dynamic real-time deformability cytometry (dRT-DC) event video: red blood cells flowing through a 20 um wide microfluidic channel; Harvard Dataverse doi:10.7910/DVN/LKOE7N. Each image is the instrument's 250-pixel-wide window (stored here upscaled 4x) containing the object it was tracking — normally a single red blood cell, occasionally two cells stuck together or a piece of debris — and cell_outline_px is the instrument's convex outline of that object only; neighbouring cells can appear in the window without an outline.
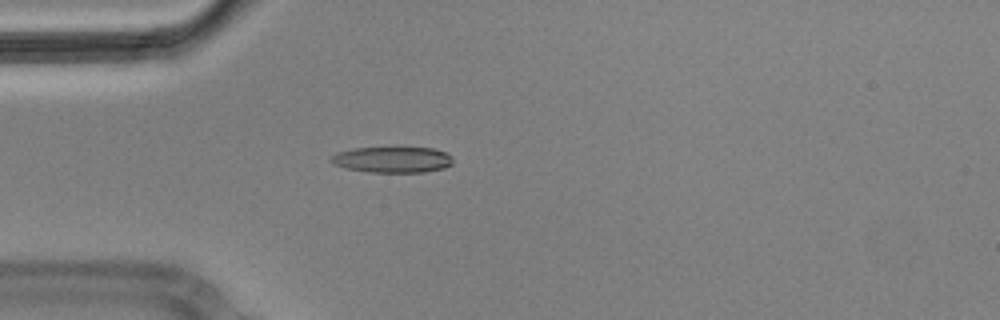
{"species": "Egyptian fruit bat (a non-hibernating species)", "species_latin": "Rousettus aegyptiacus", "temperature_condition": "cold", "stored_images_in_passage": 3, "camera_frame_rate_fps": 3000, "um_per_image_px": 0.085, "animal": {"sex": "male"}, "frame": {"image": 1, "passage_image": 3, "time_ms": 0.667, "image_size_px": [1000, 320], "cell_outline_px": [[452, 164], [444, 168], [424, 172], [368, 172], [348, 168], [336, 164], [328, 160], [332, 156], [340, 152], [352, 148], [432, 148], [444, 152], [452, 160]], "centroid_in_image_um": [33.36, 13.57], "position_along_channel_um": 51.6, "area_um2": 18.03}}